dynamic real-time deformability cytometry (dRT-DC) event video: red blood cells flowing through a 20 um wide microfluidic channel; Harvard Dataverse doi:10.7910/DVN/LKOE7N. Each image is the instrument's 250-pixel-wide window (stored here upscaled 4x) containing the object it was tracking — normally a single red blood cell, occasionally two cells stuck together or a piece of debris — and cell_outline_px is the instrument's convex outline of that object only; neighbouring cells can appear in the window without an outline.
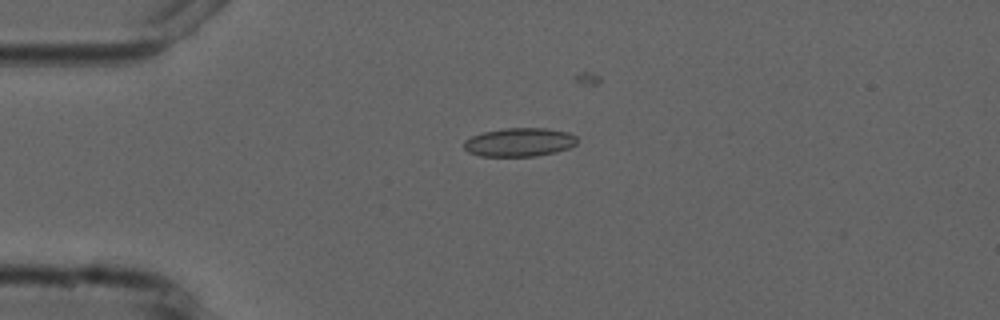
{"species": "common noctule bat (a hibernating species)", "species_latin": "Nyctalus noctula", "temperature_condition": "cold", "stored_images_in_passage": 6, "camera_frame_rate_fps": 3000, "um_per_image_px": 0.085, "animal": {"sex": "male", "forearm_length_mm": 52.5}, "frame": {"image": 1, "passage_image": 1, "time_ms": 0.0, "image_size_px": [1000, 320], "cell_outline_px": [[576, 144], [568, 148], [556, 152], [536, 156], [480, 156], [468, 152], [464, 148], [464, 140], [472, 136], [484, 132], [504, 128], [548, 128], [568, 132], [576, 136]], "centroid_in_image_um": [44.14, 12.09], "position_along_channel_um": 40.9, "area_um2": 18.9}}
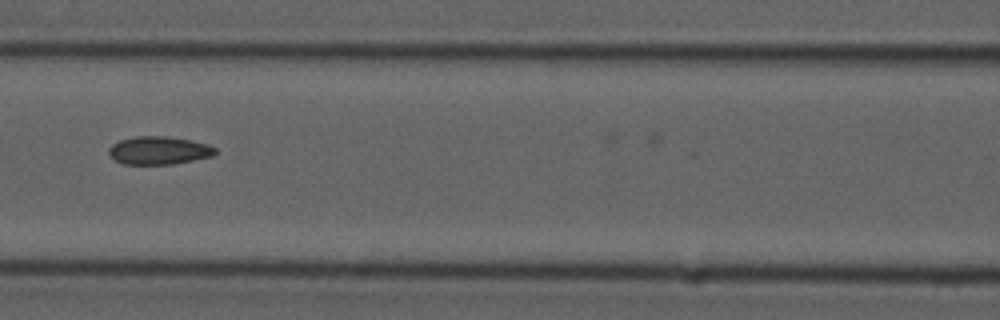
{"frame": {"image": 2, "passage_image": 4, "time_ms": 3.667, "image_size_px": [1000, 320], "cell_outline_px": [[216, 152], [212, 156], [172, 164], [124, 164], [116, 160], [108, 152], [108, 148], [112, 144], [120, 140], [136, 136], [164, 136], [192, 140], [208, 144], [216, 148]], "centroid_in_image_um": [13.51, 12.78], "position_along_channel_um": 153.1, "area_um2": 17.28}}
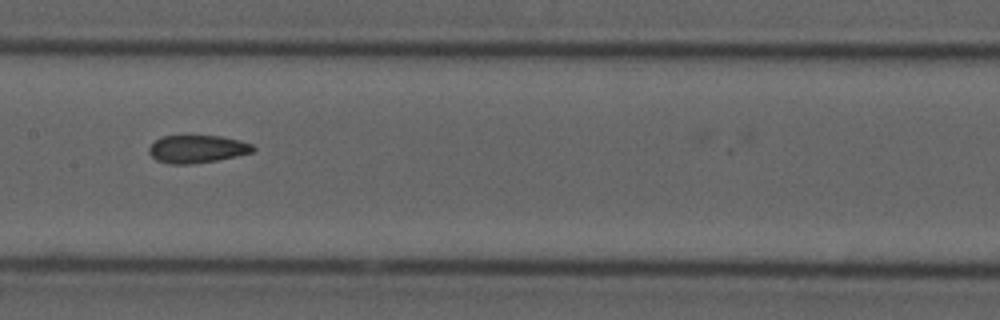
{"frame": {"image": 3, "passage_image": 5, "time_ms": 4.667, "image_size_px": [1000, 320], "cell_outline_px": [[256, 148], [252, 152], [236, 156], [216, 160], [192, 164], [168, 164], [156, 160], [148, 152], [148, 148], [156, 140], [164, 136], [220, 136], [240, 140], [252, 144]], "centroid_in_image_um": [16.75, 12.67], "position_along_channel_um": 190.6, "area_um2": 16.76}}